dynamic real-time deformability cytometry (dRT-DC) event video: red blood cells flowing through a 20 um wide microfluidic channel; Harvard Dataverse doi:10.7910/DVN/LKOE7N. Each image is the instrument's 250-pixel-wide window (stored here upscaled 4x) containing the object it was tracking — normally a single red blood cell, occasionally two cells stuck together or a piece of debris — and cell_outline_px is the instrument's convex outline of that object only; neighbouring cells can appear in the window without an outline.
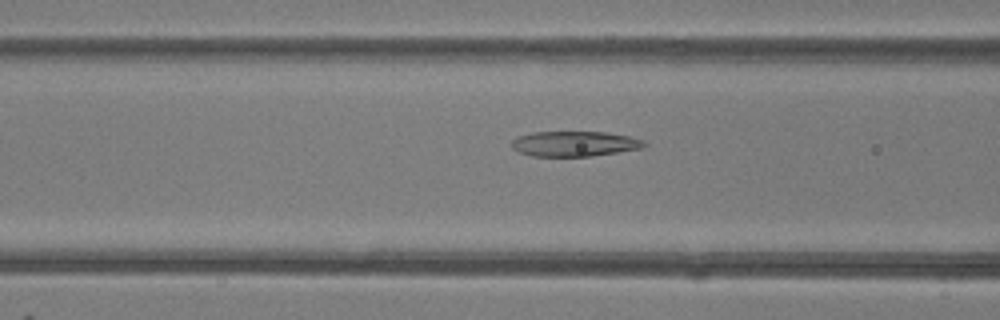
{"species": "common noctule bat (a hibernating species)", "species_latin": "Nyctalus noctula", "temperature_condition": "room temperature", "stored_images_in_passage": 48, "camera_frame_rate_fps": 3000, "um_per_image_px": 0.085, "animal": {"sex": "female"}, "frame": {"image": 1, "passage_image": 19, "time_ms": 6.0, "image_size_px": [1000, 320], "cell_outline_px": [[648, 144], [644, 148], [592, 156], [532, 156], [520, 152], [512, 148], [512, 140], [516, 136], [532, 132], [608, 132], [628, 136], [644, 140]], "centroid_in_image_um": [48.85, 12.22], "position_along_channel_um": 117.7, "area_um2": 19.59}}
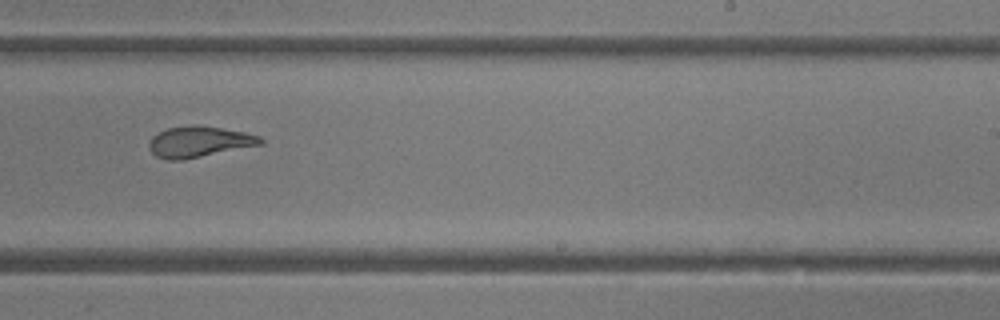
{"frame": {"image": 2, "passage_image": 30, "time_ms": 9.667, "image_size_px": [1000, 320], "cell_outline_px": [[264, 144], [184, 160], [168, 160], [156, 156], [148, 148], [148, 144], [152, 136], [168, 128], [192, 124], [220, 128], [244, 132], [260, 136], [264, 140]], "centroid_in_image_um": [16.93, 12.06], "position_along_channel_um": 272.1, "area_um2": 20.17}}
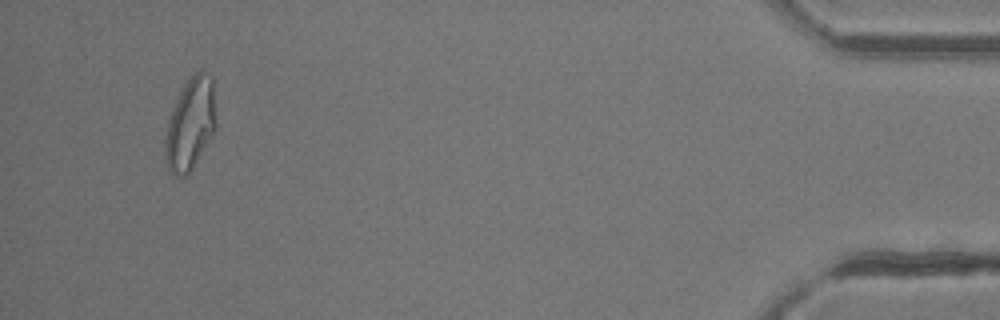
{"frame": {"image": 3, "passage_image": 46, "time_ms": 15.0, "image_size_px": [1000, 320], "cell_outline_px": [[216, 128], [192, 168], [184, 176], [176, 176], [168, 168], [164, 156], [164, 140], [168, 120], [176, 100], [184, 84], [196, 72], [204, 72], [212, 76], [216, 124]], "centroid_in_image_um": [16.16, 10.55], "position_along_channel_um": 419.0, "area_um2": 26.88}, "authors_computed_cell_mechanics": {"area_um2": 22.4264, "velocity_mm_per_s": 4.215, "shape_relaxation_time_tau1_ms": 7.2428, "shape_relaxation_time_tau2_ms": 1.8667, "deformation_change_tau1": 0.2611, "deformation_change_tau2": 0.1013}}